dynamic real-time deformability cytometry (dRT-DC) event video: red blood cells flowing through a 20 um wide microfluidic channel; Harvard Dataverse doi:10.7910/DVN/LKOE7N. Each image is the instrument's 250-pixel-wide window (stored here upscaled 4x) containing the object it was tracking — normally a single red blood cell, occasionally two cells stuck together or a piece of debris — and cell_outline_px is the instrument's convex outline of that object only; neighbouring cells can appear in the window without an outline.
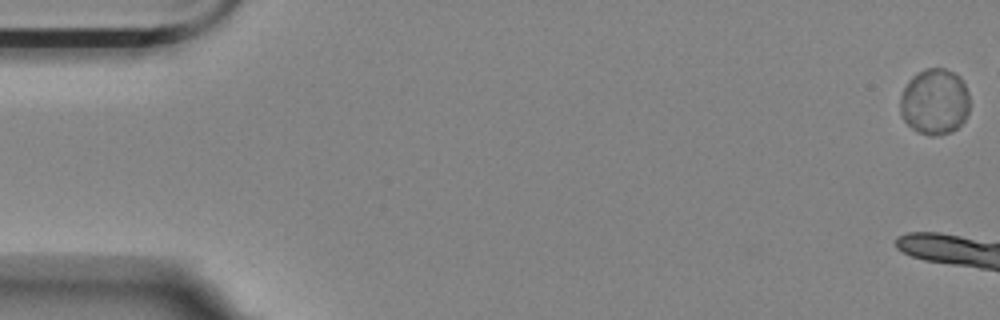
{"species": "Egyptian fruit bat (a non-hibernating species)", "species_latin": "Rousettus aegyptiacus", "temperature_condition": "room temperature", "stored_images_in_passage": 6, "camera_frame_rate_fps": 3000, "um_per_image_px": 0.085, "animal": {"sex": "female"}, "frame": {"image": 1, "passage_image": 1, "time_ms": 0.0, "image_size_px": [1000, 320], "cell_outline_px": [[968, 112], [964, 120], [952, 132], [932, 136], [916, 132], [904, 120], [900, 112], [900, 96], [908, 80], [916, 72], [928, 68], [944, 68], [960, 76], [968, 92]], "centroid_in_image_um": [79.42, 8.64], "position_along_channel_um": 5.6, "area_um2": 26.82}}